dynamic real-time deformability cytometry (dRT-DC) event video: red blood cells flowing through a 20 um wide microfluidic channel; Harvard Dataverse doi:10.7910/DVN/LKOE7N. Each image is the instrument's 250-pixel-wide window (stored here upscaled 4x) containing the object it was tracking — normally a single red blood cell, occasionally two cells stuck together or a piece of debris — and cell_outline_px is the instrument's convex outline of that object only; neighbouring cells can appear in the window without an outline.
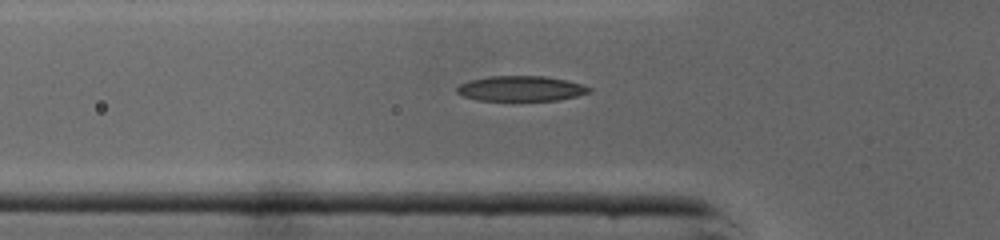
{"species": "common noctule bat (a hibernating species)", "species_latin": "Nyctalus noctula", "temperature_condition": "cold", "stored_images_in_passage": 33, "camera_frame_rate_fps": 3000, "um_per_image_px": 0.085, "animal": {"sex": "male", "body_mass_g": 19.0, "forearm_length_mm": 50.8}, "frame": {"image": 1, "passage_image": 2, "time_ms": 0.333, "image_size_px": [1000, 240], "cell_outline_px": [[592, 92], [560, 100], [476, 100], [464, 96], [456, 92], [456, 88], [460, 84], [472, 80], [488, 76], [544, 76], [564, 80], [580, 84], [592, 88]], "centroid_in_image_um": [44.28, 7.53], "position_along_channel_um": 81.5, "area_um2": 19.25}}
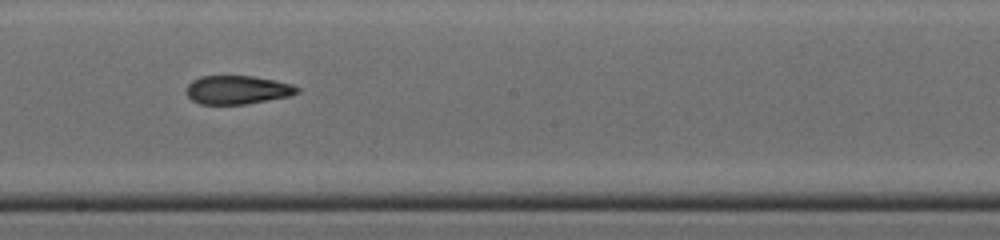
{"frame": {"image": 2, "passage_image": 12, "time_ms": 3.667, "image_size_px": [1000, 240], "cell_outline_px": [[300, 92], [288, 96], [268, 100], [244, 104], [200, 104], [192, 100], [188, 96], [188, 84], [192, 80], [200, 76], [252, 76], [276, 80], [292, 84], [300, 88]], "centroid_in_image_um": [20.2, 7.63], "position_along_channel_um": 228.0, "area_um2": 18.38}}
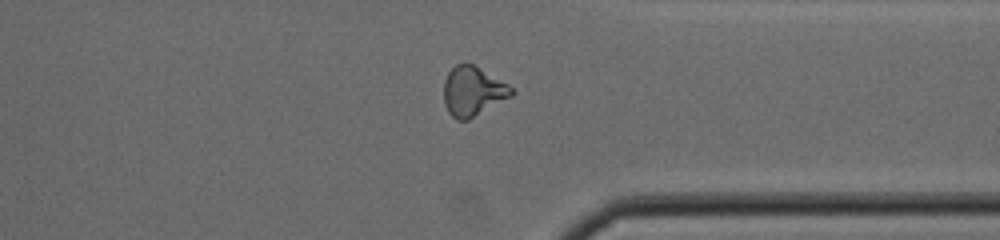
{"frame": {"image": 3, "passage_image": 22, "time_ms": 7.0, "image_size_px": [1000, 240], "cell_outline_px": [[516, 92], [512, 96], [468, 120], [456, 120], [448, 112], [444, 104], [444, 80], [448, 72], [456, 64], [472, 64], [508, 84]], "centroid_in_image_um": [40.18, 7.78], "position_along_channel_um": 371.2, "area_um2": 19.42}, "authors_computed_cell_mechanics": {"area_um2": 19.3052, "velocity_mm_per_s": 4.3988, "shape_relaxation_time_tau1_ms": 9.4354, "shape_relaxation_time_tau2_ms": 4.2792, "deformation_change_tau1": 0.2502, "deformation_change_tau2": 0.104}}